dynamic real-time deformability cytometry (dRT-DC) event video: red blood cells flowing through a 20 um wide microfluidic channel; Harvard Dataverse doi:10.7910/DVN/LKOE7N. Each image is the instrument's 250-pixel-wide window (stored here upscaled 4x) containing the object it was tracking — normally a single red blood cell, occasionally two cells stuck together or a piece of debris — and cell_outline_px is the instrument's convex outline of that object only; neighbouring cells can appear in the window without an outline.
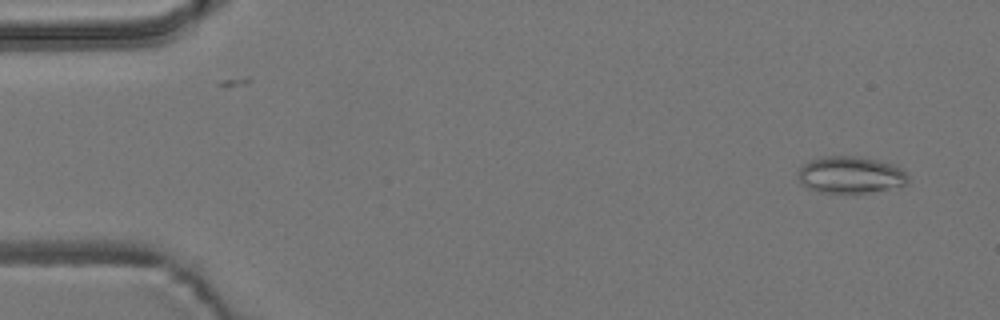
{"species": "common noctule bat (a hibernating species)", "species_latin": "Nyctalus noctula", "temperature_condition": "room temperature", "stored_images_in_passage": 5, "camera_frame_rate_fps": 3000, "um_per_image_px": 0.085, "animal": {"sex": "male", "body_mass_g": 19.2, "forearm_length_mm": 51.8}, "frame": {"image": 1, "passage_image": 1, "time_ms": 0.0, "image_size_px": [1000, 320], "cell_outline_px": [[908, 184], [856, 196], [852, 196], [816, 192], [800, 184], [796, 176], [800, 168], [808, 160], [820, 156], [856, 156], [896, 164], [904, 168], [908, 172]], "centroid_in_image_um": [72.29, 14.91], "position_along_channel_um": 12.7, "area_um2": 24.97}}